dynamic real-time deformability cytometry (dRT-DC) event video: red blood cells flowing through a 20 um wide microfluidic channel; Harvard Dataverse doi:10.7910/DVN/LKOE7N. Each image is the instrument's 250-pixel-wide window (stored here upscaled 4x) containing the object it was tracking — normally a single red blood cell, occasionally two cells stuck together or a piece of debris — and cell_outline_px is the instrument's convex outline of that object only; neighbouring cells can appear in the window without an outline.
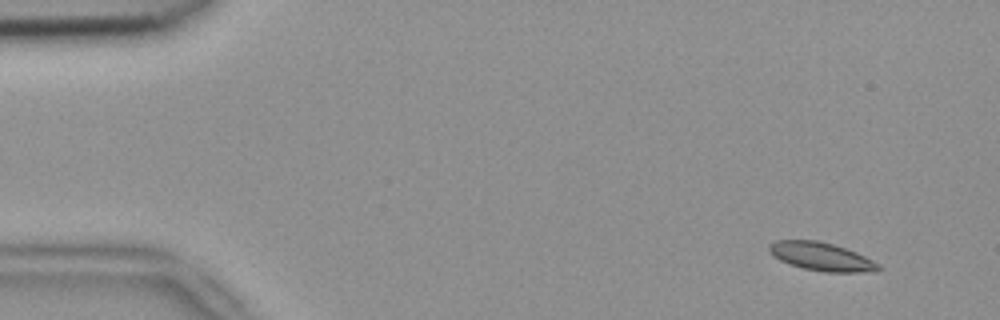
{"species": "common noctule bat (a hibernating species)", "species_latin": "Nyctalus noctula", "temperature_condition": "room temperature", "stored_images_in_passage": 53, "camera_frame_rate_fps": 3000, "um_per_image_px": 0.085, "animal": {"sex": "female", "body_mass_g": 18.4}, "frame": {"image": 1, "passage_image": 4, "time_ms": 1.0, "image_size_px": [1000, 320], "cell_outline_px": [[884, 268], [880, 272], [824, 272], [804, 268], [780, 260], [768, 248], [768, 244], [776, 240], [816, 240], [832, 244], [856, 252], [880, 264]], "centroid_in_image_um": [69.9, 21.82], "position_along_channel_um": 15.1, "area_um2": 17.92}}
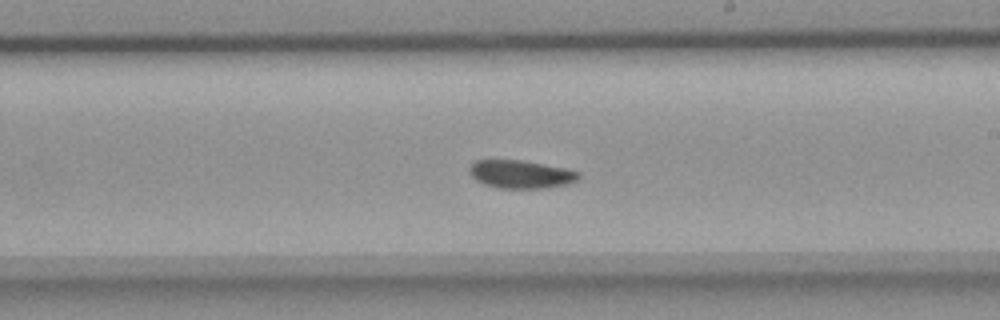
{"frame": {"image": 2, "passage_image": 31, "time_ms": 10.0, "image_size_px": [1000, 320], "cell_outline_px": [[580, 176], [576, 180], [568, 184], [548, 188], [496, 188], [484, 184], [476, 180], [468, 172], [468, 168], [476, 160], [520, 160], [564, 168], [580, 172]], "centroid_in_image_um": [44.25, 14.82], "position_along_channel_um": 244.8, "area_um2": 17.86}}
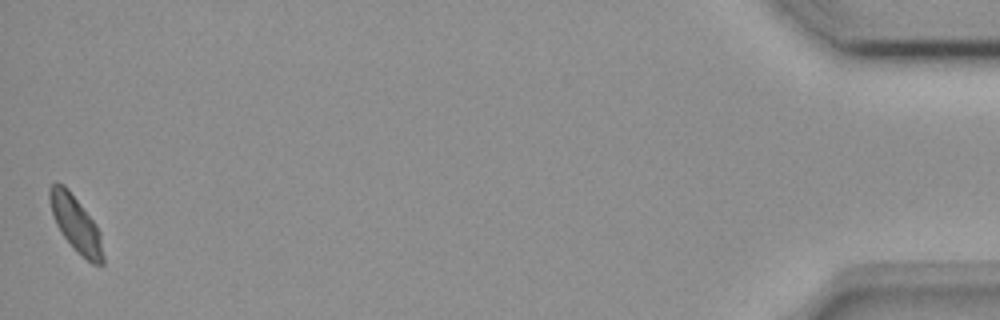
{"frame": {"image": 3, "passage_image": 53, "time_ms": 17.333, "image_size_px": [1000, 320], "cell_outline_px": [[104, 264], [92, 264], [60, 232], [52, 216], [48, 200], [48, 188], [56, 180], [64, 184], [68, 188], [96, 224], [100, 232], [104, 256]], "centroid_in_image_um": [6.41, 18.95], "position_along_channel_um": 428.8, "area_um2": 17.34}, "authors_computed_cell_mechanics": {"area_um2": 17.9758, "velocity_mm_per_s": 3.7801, "shape_relaxation_time_tau1_ms": 3.6982, "shape_relaxation_time_tau2_ms": 1.7961, "deformation_change_tau1": 0.0783, "deformation_change_tau2": 0.0491}}